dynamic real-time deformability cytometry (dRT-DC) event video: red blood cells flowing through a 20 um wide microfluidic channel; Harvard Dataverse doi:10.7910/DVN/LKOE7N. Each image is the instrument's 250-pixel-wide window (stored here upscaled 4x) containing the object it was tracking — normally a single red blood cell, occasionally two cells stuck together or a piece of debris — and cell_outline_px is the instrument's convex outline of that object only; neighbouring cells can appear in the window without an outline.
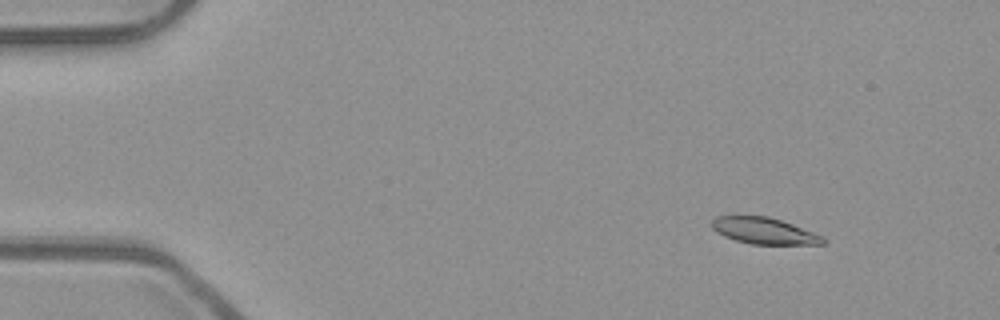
{"species": "common noctule bat (a hibernating species)", "species_latin": "Nyctalus noctula", "temperature_condition": "room temperature", "stored_images_in_passage": 53, "camera_frame_rate_fps": 3000, "um_per_image_px": 0.085, "animal": {"sex": "male", "body_mass_g": 23.1, "forearm_length_mm": 52.7}, "frame": {"image": 1, "passage_image": 6, "time_ms": 1.667, "image_size_px": [1000, 320], "cell_outline_px": [[828, 240], [824, 244], [752, 244], [736, 240], [724, 236], [716, 232], [712, 228], [712, 220], [716, 216], [732, 212], [736, 212], [768, 216], [792, 224], [824, 236]], "centroid_in_image_um": [64.87, 19.56], "position_along_channel_um": 20.1, "area_um2": 17.86}}
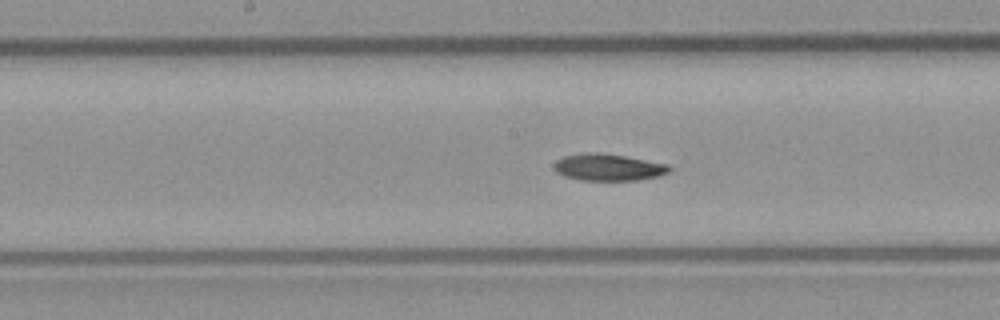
{"frame": {"image": 2, "passage_image": 27, "time_ms": 8.667, "image_size_px": [1000, 320], "cell_outline_px": [[672, 168], [668, 172], [660, 176], [636, 180], [580, 180], [564, 176], [556, 172], [556, 160], [564, 156], [580, 152], [600, 152], [624, 156], [668, 164]], "centroid_in_image_um": [51.71, 14.21], "position_along_channel_um": 196.5, "area_um2": 18.03}}
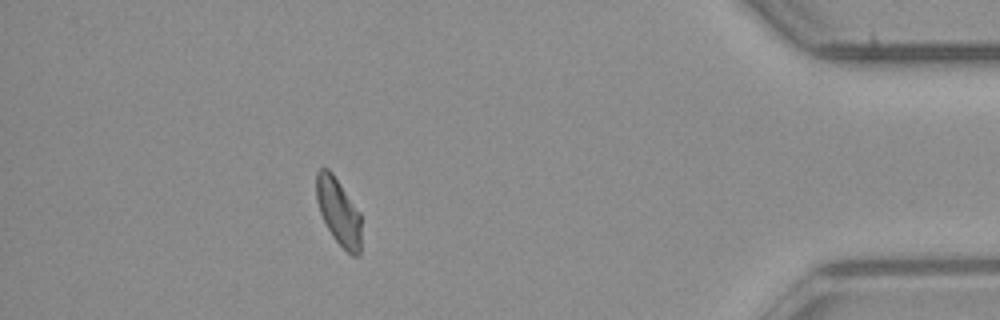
{"frame": {"image": 3, "passage_image": 47, "time_ms": 15.333, "image_size_px": [1000, 320], "cell_outline_px": [[360, 256], [352, 256], [332, 236], [320, 212], [316, 200], [316, 172], [320, 168], [328, 168], [332, 172], [360, 212]], "centroid_in_image_um": [28.77, 17.97], "position_along_channel_um": 406.4, "area_um2": 17.34}, "authors_computed_cell_mechanics": {"area_um2": 18.0914, "velocity_mm_per_s": 3.9201, "shape_relaxation_time_tau1_ms": 9.4071, "shape_relaxation_time_tau2_ms": null, "deformation_change_tau1": 0.1977, "deformation_change_tau2": null}}